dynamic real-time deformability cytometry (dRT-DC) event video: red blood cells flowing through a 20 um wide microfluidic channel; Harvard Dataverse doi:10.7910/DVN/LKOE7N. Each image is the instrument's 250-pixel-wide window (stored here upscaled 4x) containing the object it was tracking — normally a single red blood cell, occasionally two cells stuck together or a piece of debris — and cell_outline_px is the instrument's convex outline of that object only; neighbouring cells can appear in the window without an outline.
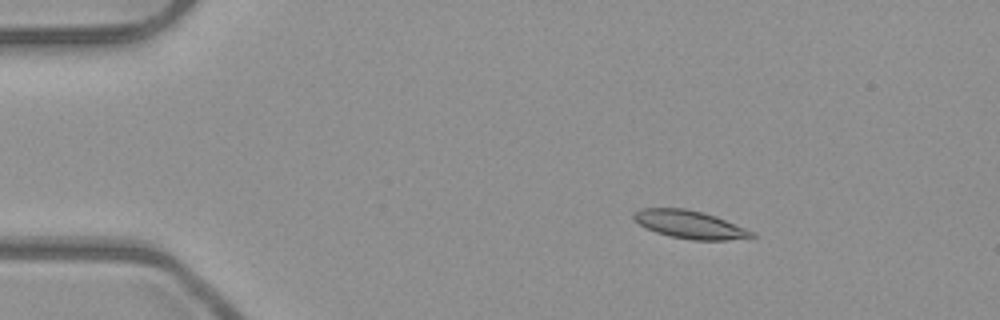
{"species": "common noctule bat (a hibernating species)", "species_latin": "Nyctalus noctula", "temperature_condition": "room temperature", "stored_images_in_passage": 5, "camera_frame_rate_fps": 3000, "um_per_image_px": 0.085, "animal": {"sex": "male", "body_mass_g": 23.1, "forearm_length_mm": 52.7}, "frame": {"image": 1, "passage_image": 3, "time_ms": 0.667, "image_size_px": [1000, 320], "cell_outline_px": [[756, 236], [724, 240], [692, 240], [672, 236], [656, 232], [640, 224], [632, 216], [640, 208], [684, 208], [716, 216], [756, 232]], "centroid_in_image_um": [58.67, 19.08], "position_along_channel_um": 26.3, "area_um2": 18.9}}